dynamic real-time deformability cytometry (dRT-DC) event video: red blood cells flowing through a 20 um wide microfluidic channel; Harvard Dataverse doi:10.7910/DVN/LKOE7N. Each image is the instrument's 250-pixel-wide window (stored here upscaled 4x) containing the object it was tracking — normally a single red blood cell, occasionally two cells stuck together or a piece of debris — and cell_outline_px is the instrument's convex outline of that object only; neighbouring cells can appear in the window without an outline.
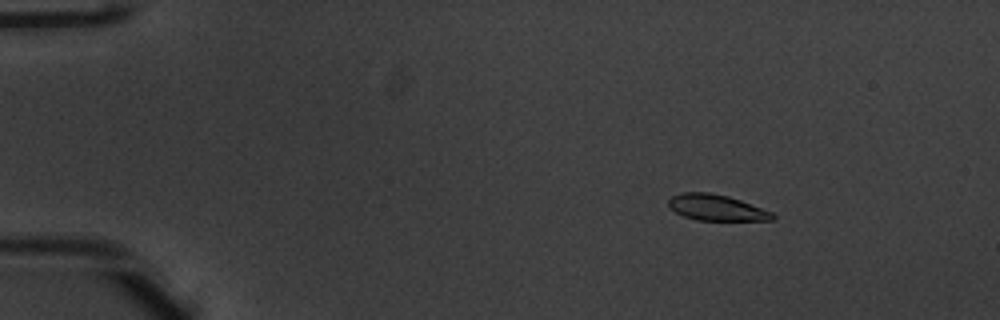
{"species": "common noctule bat (a hibernating species)", "species_latin": "Nyctalus noctula", "temperature_condition": "warm", "stored_images_in_passage": 49, "camera_frame_rate_fps": 3000, "um_per_image_px": 0.085, "animal": {"sex": "male", "body_mass_g": 20.1, "forearm_length_mm": 53.5}, "frame": {"image": 1, "passage_image": 4, "time_ms": 1.0, "image_size_px": [1000, 320], "cell_outline_px": [[776, 216], [772, 220], [696, 220], [684, 216], [676, 212], [668, 204], [668, 200], [672, 196], [684, 192], [708, 192], [728, 196], [740, 200], [772, 212]], "centroid_in_image_um": [60.89, 17.64], "position_along_channel_um": 24.1, "area_um2": 15.55}}
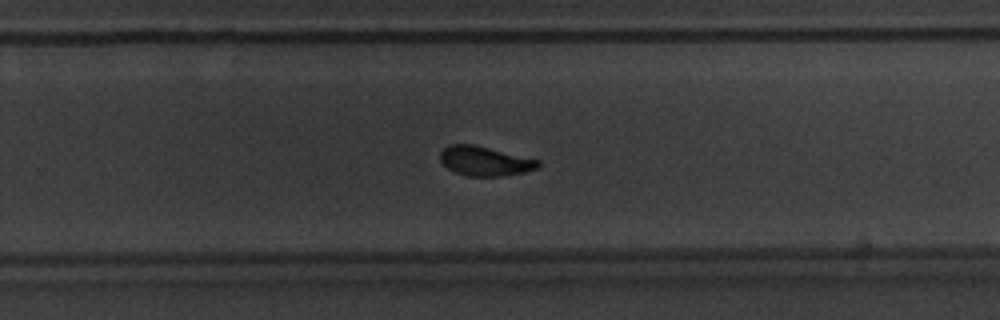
{"frame": {"image": 2, "passage_image": 31, "time_ms": 10.0, "image_size_px": [1000, 320], "cell_outline_px": [[540, 164], [536, 168], [524, 172], [500, 176], [468, 176], [456, 172], [448, 168], [440, 160], [440, 152], [448, 144], [472, 144], [540, 160]], "centroid_in_image_um": [41.19, 13.68], "position_along_channel_um": 288.6, "area_um2": 16.59}}
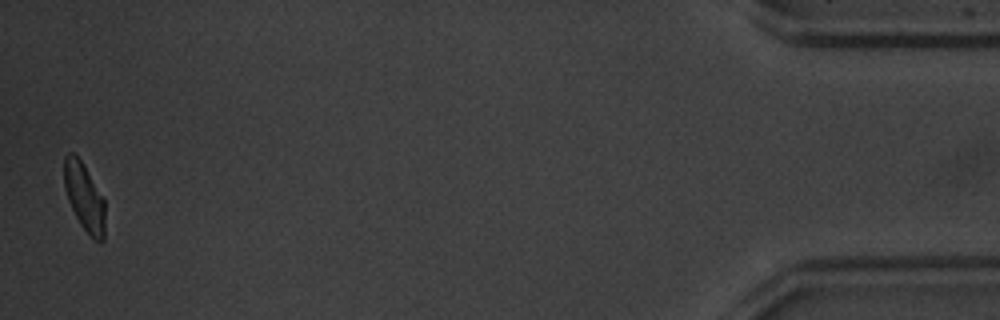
{"frame": {"image": 3, "passage_image": 48, "time_ms": 15.667, "image_size_px": [1000, 320], "cell_outline_px": [[104, 240], [100, 244], [80, 224], [68, 200], [64, 188], [64, 156], [68, 152], [72, 152], [80, 160], [104, 200]], "centroid_in_image_um": [7.14, 16.75], "position_along_channel_um": 428.1, "area_um2": 15.72}, "authors_computed_cell_mechanics": {"area_um2": 17.1666, "velocity_mm_per_s": 3.9223, "shape_relaxation_time_tau1_ms": 2.4657, "shape_relaxation_time_tau2_ms": 1.8209, "deformation_change_tau1": 0.1317, "deformation_change_tau2": 0.0656}}